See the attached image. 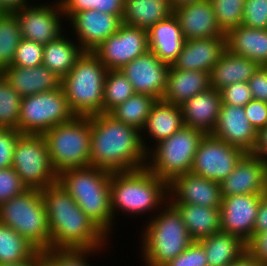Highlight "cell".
<instances>
[{
	"label": "cell",
	"mask_w": 267,
	"mask_h": 266,
	"mask_svg": "<svg viewBox=\"0 0 267 266\" xmlns=\"http://www.w3.org/2000/svg\"><path fill=\"white\" fill-rule=\"evenodd\" d=\"M52 249H107L111 239L79 208L57 181L41 190ZM110 244H112L110 246Z\"/></svg>",
	"instance_id": "obj_1"
},
{
	"label": "cell",
	"mask_w": 267,
	"mask_h": 266,
	"mask_svg": "<svg viewBox=\"0 0 267 266\" xmlns=\"http://www.w3.org/2000/svg\"><path fill=\"white\" fill-rule=\"evenodd\" d=\"M90 123V166L112 173L146 167L147 151L138 129L116 120L109 113L90 116Z\"/></svg>",
	"instance_id": "obj_2"
},
{
	"label": "cell",
	"mask_w": 267,
	"mask_h": 266,
	"mask_svg": "<svg viewBox=\"0 0 267 266\" xmlns=\"http://www.w3.org/2000/svg\"><path fill=\"white\" fill-rule=\"evenodd\" d=\"M110 192L111 210L116 225L121 215L128 219L130 217V221L132 218L136 221L139 217V223L144 224L169 201V184L154 175L147 167L134 171L113 172Z\"/></svg>",
	"instance_id": "obj_3"
},
{
	"label": "cell",
	"mask_w": 267,
	"mask_h": 266,
	"mask_svg": "<svg viewBox=\"0 0 267 266\" xmlns=\"http://www.w3.org/2000/svg\"><path fill=\"white\" fill-rule=\"evenodd\" d=\"M111 175L110 171L89 165L65 170L57 176V181L92 222L114 241L116 237L112 236L118 227L111 210Z\"/></svg>",
	"instance_id": "obj_4"
},
{
	"label": "cell",
	"mask_w": 267,
	"mask_h": 266,
	"mask_svg": "<svg viewBox=\"0 0 267 266\" xmlns=\"http://www.w3.org/2000/svg\"><path fill=\"white\" fill-rule=\"evenodd\" d=\"M140 227L137 249L141 256L137 258L142 266H163L193 242L182 216L169 201Z\"/></svg>",
	"instance_id": "obj_5"
},
{
	"label": "cell",
	"mask_w": 267,
	"mask_h": 266,
	"mask_svg": "<svg viewBox=\"0 0 267 266\" xmlns=\"http://www.w3.org/2000/svg\"><path fill=\"white\" fill-rule=\"evenodd\" d=\"M107 68L93 52H83L61 80V87L75 116L103 113Z\"/></svg>",
	"instance_id": "obj_6"
},
{
	"label": "cell",
	"mask_w": 267,
	"mask_h": 266,
	"mask_svg": "<svg viewBox=\"0 0 267 266\" xmlns=\"http://www.w3.org/2000/svg\"><path fill=\"white\" fill-rule=\"evenodd\" d=\"M50 163L57 175L61 172L90 165V116H75L43 134Z\"/></svg>",
	"instance_id": "obj_7"
},
{
	"label": "cell",
	"mask_w": 267,
	"mask_h": 266,
	"mask_svg": "<svg viewBox=\"0 0 267 266\" xmlns=\"http://www.w3.org/2000/svg\"><path fill=\"white\" fill-rule=\"evenodd\" d=\"M0 222L15 230L38 251L50 249V230L41 191L27 189L0 204Z\"/></svg>",
	"instance_id": "obj_8"
},
{
	"label": "cell",
	"mask_w": 267,
	"mask_h": 266,
	"mask_svg": "<svg viewBox=\"0 0 267 266\" xmlns=\"http://www.w3.org/2000/svg\"><path fill=\"white\" fill-rule=\"evenodd\" d=\"M204 135L200 130L183 126L147 152L146 167L170 184L177 176L191 171L198 145Z\"/></svg>",
	"instance_id": "obj_9"
},
{
	"label": "cell",
	"mask_w": 267,
	"mask_h": 266,
	"mask_svg": "<svg viewBox=\"0 0 267 266\" xmlns=\"http://www.w3.org/2000/svg\"><path fill=\"white\" fill-rule=\"evenodd\" d=\"M74 117L62 87L37 93L21 99L19 132L43 135L52 127Z\"/></svg>",
	"instance_id": "obj_10"
},
{
	"label": "cell",
	"mask_w": 267,
	"mask_h": 266,
	"mask_svg": "<svg viewBox=\"0 0 267 266\" xmlns=\"http://www.w3.org/2000/svg\"><path fill=\"white\" fill-rule=\"evenodd\" d=\"M27 189L43 190L57 182L43 135L21 134L17 138L12 166Z\"/></svg>",
	"instance_id": "obj_11"
},
{
	"label": "cell",
	"mask_w": 267,
	"mask_h": 266,
	"mask_svg": "<svg viewBox=\"0 0 267 266\" xmlns=\"http://www.w3.org/2000/svg\"><path fill=\"white\" fill-rule=\"evenodd\" d=\"M38 0L14 11L20 25L21 38L48 44L67 30L65 16L58 0ZM39 2V3H38Z\"/></svg>",
	"instance_id": "obj_12"
},
{
	"label": "cell",
	"mask_w": 267,
	"mask_h": 266,
	"mask_svg": "<svg viewBox=\"0 0 267 266\" xmlns=\"http://www.w3.org/2000/svg\"><path fill=\"white\" fill-rule=\"evenodd\" d=\"M246 153L211 134L201 139L191 173L220 183L237 166Z\"/></svg>",
	"instance_id": "obj_13"
},
{
	"label": "cell",
	"mask_w": 267,
	"mask_h": 266,
	"mask_svg": "<svg viewBox=\"0 0 267 266\" xmlns=\"http://www.w3.org/2000/svg\"><path fill=\"white\" fill-rule=\"evenodd\" d=\"M148 50V30L122 23L93 53L107 70H120Z\"/></svg>",
	"instance_id": "obj_14"
},
{
	"label": "cell",
	"mask_w": 267,
	"mask_h": 266,
	"mask_svg": "<svg viewBox=\"0 0 267 266\" xmlns=\"http://www.w3.org/2000/svg\"><path fill=\"white\" fill-rule=\"evenodd\" d=\"M67 31L78 42L84 52H93L122 25L117 15L86 10L73 14L66 21ZM71 28V29H70Z\"/></svg>",
	"instance_id": "obj_15"
},
{
	"label": "cell",
	"mask_w": 267,
	"mask_h": 266,
	"mask_svg": "<svg viewBox=\"0 0 267 266\" xmlns=\"http://www.w3.org/2000/svg\"><path fill=\"white\" fill-rule=\"evenodd\" d=\"M263 194H240L222 197L220 207L221 230L240 237L248 243Z\"/></svg>",
	"instance_id": "obj_16"
},
{
	"label": "cell",
	"mask_w": 267,
	"mask_h": 266,
	"mask_svg": "<svg viewBox=\"0 0 267 266\" xmlns=\"http://www.w3.org/2000/svg\"><path fill=\"white\" fill-rule=\"evenodd\" d=\"M170 65L162 62L152 51L135 58L120 71L127 77L135 93L162 100Z\"/></svg>",
	"instance_id": "obj_17"
},
{
	"label": "cell",
	"mask_w": 267,
	"mask_h": 266,
	"mask_svg": "<svg viewBox=\"0 0 267 266\" xmlns=\"http://www.w3.org/2000/svg\"><path fill=\"white\" fill-rule=\"evenodd\" d=\"M222 197L267 192V161L246 153L234 170L220 183Z\"/></svg>",
	"instance_id": "obj_18"
},
{
	"label": "cell",
	"mask_w": 267,
	"mask_h": 266,
	"mask_svg": "<svg viewBox=\"0 0 267 266\" xmlns=\"http://www.w3.org/2000/svg\"><path fill=\"white\" fill-rule=\"evenodd\" d=\"M212 136L229 145L252 153L257 142V131L248 121L241 106L222 104Z\"/></svg>",
	"instance_id": "obj_19"
},
{
	"label": "cell",
	"mask_w": 267,
	"mask_h": 266,
	"mask_svg": "<svg viewBox=\"0 0 267 266\" xmlns=\"http://www.w3.org/2000/svg\"><path fill=\"white\" fill-rule=\"evenodd\" d=\"M222 196L218 182L191 172L177 176L169 184V202L204 207H221Z\"/></svg>",
	"instance_id": "obj_20"
},
{
	"label": "cell",
	"mask_w": 267,
	"mask_h": 266,
	"mask_svg": "<svg viewBox=\"0 0 267 266\" xmlns=\"http://www.w3.org/2000/svg\"><path fill=\"white\" fill-rule=\"evenodd\" d=\"M186 40L226 37L219 29L210 0H201L173 9Z\"/></svg>",
	"instance_id": "obj_21"
},
{
	"label": "cell",
	"mask_w": 267,
	"mask_h": 266,
	"mask_svg": "<svg viewBox=\"0 0 267 266\" xmlns=\"http://www.w3.org/2000/svg\"><path fill=\"white\" fill-rule=\"evenodd\" d=\"M225 49L226 37L185 40L182 51L170 67L211 73Z\"/></svg>",
	"instance_id": "obj_22"
},
{
	"label": "cell",
	"mask_w": 267,
	"mask_h": 266,
	"mask_svg": "<svg viewBox=\"0 0 267 266\" xmlns=\"http://www.w3.org/2000/svg\"><path fill=\"white\" fill-rule=\"evenodd\" d=\"M184 126L180 106L157 100L141 130V140L148 152L161 140L170 137Z\"/></svg>",
	"instance_id": "obj_23"
},
{
	"label": "cell",
	"mask_w": 267,
	"mask_h": 266,
	"mask_svg": "<svg viewBox=\"0 0 267 266\" xmlns=\"http://www.w3.org/2000/svg\"><path fill=\"white\" fill-rule=\"evenodd\" d=\"M221 105V93L212 87L191 97L180 106L184 126L212 134Z\"/></svg>",
	"instance_id": "obj_24"
},
{
	"label": "cell",
	"mask_w": 267,
	"mask_h": 266,
	"mask_svg": "<svg viewBox=\"0 0 267 266\" xmlns=\"http://www.w3.org/2000/svg\"><path fill=\"white\" fill-rule=\"evenodd\" d=\"M0 73L22 98L61 87V79L43 65L30 68L9 66Z\"/></svg>",
	"instance_id": "obj_25"
},
{
	"label": "cell",
	"mask_w": 267,
	"mask_h": 266,
	"mask_svg": "<svg viewBox=\"0 0 267 266\" xmlns=\"http://www.w3.org/2000/svg\"><path fill=\"white\" fill-rule=\"evenodd\" d=\"M211 88L210 73L206 71L169 68L162 100L181 106L191 97Z\"/></svg>",
	"instance_id": "obj_26"
},
{
	"label": "cell",
	"mask_w": 267,
	"mask_h": 266,
	"mask_svg": "<svg viewBox=\"0 0 267 266\" xmlns=\"http://www.w3.org/2000/svg\"><path fill=\"white\" fill-rule=\"evenodd\" d=\"M179 22L174 14L157 22L148 30V47L162 62L172 65L185 42Z\"/></svg>",
	"instance_id": "obj_27"
},
{
	"label": "cell",
	"mask_w": 267,
	"mask_h": 266,
	"mask_svg": "<svg viewBox=\"0 0 267 266\" xmlns=\"http://www.w3.org/2000/svg\"><path fill=\"white\" fill-rule=\"evenodd\" d=\"M226 49L249 58L260 66H267V29H253L243 25L226 35Z\"/></svg>",
	"instance_id": "obj_28"
},
{
	"label": "cell",
	"mask_w": 267,
	"mask_h": 266,
	"mask_svg": "<svg viewBox=\"0 0 267 266\" xmlns=\"http://www.w3.org/2000/svg\"><path fill=\"white\" fill-rule=\"evenodd\" d=\"M260 65L225 49L210 73L211 87L220 91L236 82H248Z\"/></svg>",
	"instance_id": "obj_29"
},
{
	"label": "cell",
	"mask_w": 267,
	"mask_h": 266,
	"mask_svg": "<svg viewBox=\"0 0 267 266\" xmlns=\"http://www.w3.org/2000/svg\"><path fill=\"white\" fill-rule=\"evenodd\" d=\"M83 52L78 42L66 30L58 38L44 45L42 65L62 80Z\"/></svg>",
	"instance_id": "obj_30"
},
{
	"label": "cell",
	"mask_w": 267,
	"mask_h": 266,
	"mask_svg": "<svg viewBox=\"0 0 267 266\" xmlns=\"http://www.w3.org/2000/svg\"><path fill=\"white\" fill-rule=\"evenodd\" d=\"M182 216L190 238L199 241L221 230L220 207L171 203Z\"/></svg>",
	"instance_id": "obj_31"
},
{
	"label": "cell",
	"mask_w": 267,
	"mask_h": 266,
	"mask_svg": "<svg viewBox=\"0 0 267 266\" xmlns=\"http://www.w3.org/2000/svg\"><path fill=\"white\" fill-rule=\"evenodd\" d=\"M199 242L206 253L208 266H228L247 252V243L226 232H216Z\"/></svg>",
	"instance_id": "obj_32"
},
{
	"label": "cell",
	"mask_w": 267,
	"mask_h": 266,
	"mask_svg": "<svg viewBox=\"0 0 267 266\" xmlns=\"http://www.w3.org/2000/svg\"><path fill=\"white\" fill-rule=\"evenodd\" d=\"M171 14V5L163 0H125L122 23L149 30Z\"/></svg>",
	"instance_id": "obj_33"
},
{
	"label": "cell",
	"mask_w": 267,
	"mask_h": 266,
	"mask_svg": "<svg viewBox=\"0 0 267 266\" xmlns=\"http://www.w3.org/2000/svg\"><path fill=\"white\" fill-rule=\"evenodd\" d=\"M156 101L157 99L153 96L134 93L125 102L113 108L109 114L141 132Z\"/></svg>",
	"instance_id": "obj_34"
},
{
	"label": "cell",
	"mask_w": 267,
	"mask_h": 266,
	"mask_svg": "<svg viewBox=\"0 0 267 266\" xmlns=\"http://www.w3.org/2000/svg\"><path fill=\"white\" fill-rule=\"evenodd\" d=\"M38 250L19 233L0 222V264L20 263Z\"/></svg>",
	"instance_id": "obj_35"
},
{
	"label": "cell",
	"mask_w": 267,
	"mask_h": 266,
	"mask_svg": "<svg viewBox=\"0 0 267 266\" xmlns=\"http://www.w3.org/2000/svg\"><path fill=\"white\" fill-rule=\"evenodd\" d=\"M21 39L18 18L14 12H6L0 17V72L12 65Z\"/></svg>",
	"instance_id": "obj_36"
},
{
	"label": "cell",
	"mask_w": 267,
	"mask_h": 266,
	"mask_svg": "<svg viewBox=\"0 0 267 266\" xmlns=\"http://www.w3.org/2000/svg\"><path fill=\"white\" fill-rule=\"evenodd\" d=\"M105 251V252H104ZM106 249H48L42 251L44 266H95V255L104 256ZM92 256V257H91ZM91 257V259H90ZM91 263V264H90Z\"/></svg>",
	"instance_id": "obj_37"
},
{
	"label": "cell",
	"mask_w": 267,
	"mask_h": 266,
	"mask_svg": "<svg viewBox=\"0 0 267 266\" xmlns=\"http://www.w3.org/2000/svg\"><path fill=\"white\" fill-rule=\"evenodd\" d=\"M134 93L132 84L120 70H108L104 83L103 113H109Z\"/></svg>",
	"instance_id": "obj_38"
},
{
	"label": "cell",
	"mask_w": 267,
	"mask_h": 266,
	"mask_svg": "<svg viewBox=\"0 0 267 266\" xmlns=\"http://www.w3.org/2000/svg\"><path fill=\"white\" fill-rule=\"evenodd\" d=\"M22 97L0 73V128L19 131V115Z\"/></svg>",
	"instance_id": "obj_39"
},
{
	"label": "cell",
	"mask_w": 267,
	"mask_h": 266,
	"mask_svg": "<svg viewBox=\"0 0 267 266\" xmlns=\"http://www.w3.org/2000/svg\"><path fill=\"white\" fill-rule=\"evenodd\" d=\"M215 19L223 34L241 25L246 0H210Z\"/></svg>",
	"instance_id": "obj_40"
},
{
	"label": "cell",
	"mask_w": 267,
	"mask_h": 266,
	"mask_svg": "<svg viewBox=\"0 0 267 266\" xmlns=\"http://www.w3.org/2000/svg\"><path fill=\"white\" fill-rule=\"evenodd\" d=\"M44 45L22 38L18 44L11 66L36 67L42 65Z\"/></svg>",
	"instance_id": "obj_41"
},
{
	"label": "cell",
	"mask_w": 267,
	"mask_h": 266,
	"mask_svg": "<svg viewBox=\"0 0 267 266\" xmlns=\"http://www.w3.org/2000/svg\"><path fill=\"white\" fill-rule=\"evenodd\" d=\"M241 25L253 29H267V0H246Z\"/></svg>",
	"instance_id": "obj_42"
},
{
	"label": "cell",
	"mask_w": 267,
	"mask_h": 266,
	"mask_svg": "<svg viewBox=\"0 0 267 266\" xmlns=\"http://www.w3.org/2000/svg\"><path fill=\"white\" fill-rule=\"evenodd\" d=\"M27 188L12 167L0 169V204L22 194Z\"/></svg>",
	"instance_id": "obj_43"
},
{
	"label": "cell",
	"mask_w": 267,
	"mask_h": 266,
	"mask_svg": "<svg viewBox=\"0 0 267 266\" xmlns=\"http://www.w3.org/2000/svg\"><path fill=\"white\" fill-rule=\"evenodd\" d=\"M163 266H208V261L202 244L193 241L185 251Z\"/></svg>",
	"instance_id": "obj_44"
},
{
	"label": "cell",
	"mask_w": 267,
	"mask_h": 266,
	"mask_svg": "<svg viewBox=\"0 0 267 266\" xmlns=\"http://www.w3.org/2000/svg\"><path fill=\"white\" fill-rule=\"evenodd\" d=\"M222 104L244 107L253 98L247 82H236L220 90Z\"/></svg>",
	"instance_id": "obj_45"
},
{
	"label": "cell",
	"mask_w": 267,
	"mask_h": 266,
	"mask_svg": "<svg viewBox=\"0 0 267 266\" xmlns=\"http://www.w3.org/2000/svg\"><path fill=\"white\" fill-rule=\"evenodd\" d=\"M21 133L17 129L0 128V169L12 166V158Z\"/></svg>",
	"instance_id": "obj_46"
},
{
	"label": "cell",
	"mask_w": 267,
	"mask_h": 266,
	"mask_svg": "<svg viewBox=\"0 0 267 266\" xmlns=\"http://www.w3.org/2000/svg\"><path fill=\"white\" fill-rule=\"evenodd\" d=\"M246 117L253 128L258 132L267 125V103L252 99L244 107Z\"/></svg>",
	"instance_id": "obj_47"
},
{
	"label": "cell",
	"mask_w": 267,
	"mask_h": 266,
	"mask_svg": "<svg viewBox=\"0 0 267 266\" xmlns=\"http://www.w3.org/2000/svg\"><path fill=\"white\" fill-rule=\"evenodd\" d=\"M247 83L252 98L267 103V66H260Z\"/></svg>",
	"instance_id": "obj_48"
},
{
	"label": "cell",
	"mask_w": 267,
	"mask_h": 266,
	"mask_svg": "<svg viewBox=\"0 0 267 266\" xmlns=\"http://www.w3.org/2000/svg\"><path fill=\"white\" fill-rule=\"evenodd\" d=\"M247 252L262 265L267 266V230L252 237L247 243Z\"/></svg>",
	"instance_id": "obj_49"
},
{
	"label": "cell",
	"mask_w": 267,
	"mask_h": 266,
	"mask_svg": "<svg viewBox=\"0 0 267 266\" xmlns=\"http://www.w3.org/2000/svg\"><path fill=\"white\" fill-rule=\"evenodd\" d=\"M67 21L73 14L93 9V0H58Z\"/></svg>",
	"instance_id": "obj_50"
},
{
	"label": "cell",
	"mask_w": 267,
	"mask_h": 266,
	"mask_svg": "<svg viewBox=\"0 0 267 266\" xmlns=\"http://www.w3.org/2000/svg\"><path fill=\"white\" fill-rule=\"evenodd\" d=\"M125 0H93V9L122 19Z\"/></svg>",
	"instance_id": "obj_51"
},
{
	"label": "cell",
	"mask_w": 267,
	"mask_h": 266,
	"mask_svg": "<svg viewBox=\"0 0 267 266\" xmlns=\"http://www.w3.org/2000/svg\"><path fill=\"white\" fill-rule=\"evenodd\" d=\"M267 230V192L262 195L257 218L253 229V236Z\"/></svg>",
	"instance_id": "obj_52"
},
{
	"label": "cell",
	"mask_w": 267,
	"mask_h": 266,
	"mask_svg": "<svg viewBox=\"0 0 267 266\" xmlns=\"http://www.w3.org/2000/svg\"><path fill=\"white\" fill-rule=\"evenodd\" d=\"M252 154L267 161V125L257 132V142Z\"/></svg>",
	"instance_id": "obj_53"
},
{
	"label": "cell",
	"mask_w": 267,
	"mask_h": 266,
	"mask_svg": "<svg viewBox=\"0 0 267 266\" xmlns=\"http://www.w3.org/2000/svg\"><path fill=\"white\" fill-rule=\"evenodd\" d=\"M36 1V0H34ZM33 0H0V5L6 12H14L34 3Z\"/></svg>",
	"instance_id": "obj_54"
},
{
	"label": "cell",
	"mask_w": 267,
	"mask_h": 266,
	"mask_svg": "<svg viewBox=\"0 0 267 266\" xmlns=\"http://www.w3.org/2000/svg\"><path fill=\"white\" fill-rule=\"evenodd\" d=\"M0 266H44L42 252L38 251L32 258L20 263L0 264Z\"/></svg>",
	"instance_id": "obj_55"
},
{
	"label": "cell",
	"mask_w": 267,
	"mask_h": 266,
	"mask_svg": "<svg viewBox=\"0 0 267 266\" xmlns=\"http://www.w3.org/2000/svg\"><path fill=\"white\" fill-rule=\"evenodd\" d=\"M228 266H264L258 260L246 252L241 258Z\"/></svg>",
	"instance_id": "obj_56"
},
{
	"label": "cell",
	"mask_w": 267,
	"mask_h": 266,
	"mask_svg": "<svg viewBox=\"0 0 267 266\" xmlns=\"http://www.w3.org/2000/svg\"><path fill=\"white\" fill-rule=\"evenodd\" d=\"M197 1H201V0H172V9L178 7V6H183L186 4H191Z\"/></svg>",
	"instance_id": "obj_57"
},
{
	"label": "cell",
	"mask_w": 267,
	"mask_h": 266,
	"mask_svg": "<svg viewBox=\"0 0 267 266\" xmlns=\"http://www.w3.org/2000/svg\"><path fill=\"white\" fill-rule=\"evenodd\" d=\"M5 13V9L0 5V17H2Z\"/></svg>",
	"instance_id": "obj_58"
},
{
	"label": "cell",
	"mask_w": 267,
	"mask_h": 266,
	"mask_svg": "<svg viewBox=\"0 0 267 266\" xmlns=\"http://www.w3.org/2000/svg\"><path fill=\"white\" fill-rule=\"evenodd\" d=\"M163 1L168 2L171 5V7H172V0H163Z\"/></svg>",
	"instance_id": "obj_59"
}]
</instances>
